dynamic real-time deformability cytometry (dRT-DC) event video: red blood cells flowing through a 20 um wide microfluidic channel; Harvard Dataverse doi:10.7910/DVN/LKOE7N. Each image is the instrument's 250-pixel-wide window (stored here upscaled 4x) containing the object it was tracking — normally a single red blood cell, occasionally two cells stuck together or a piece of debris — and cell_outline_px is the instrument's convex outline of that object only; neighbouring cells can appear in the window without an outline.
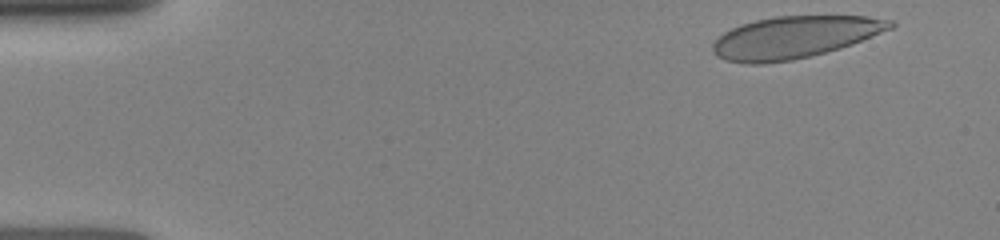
{"species": "human", "species_latin": "Homo sapiens", "temperature_condition": "room temperature", "stored_images_in_passage": 12, "camera_frame_rate_fps": 3000, "um_per_image_px": 0.085, "donor": {"sex": "female"}, "frame": {"image": 1, "passage_image": 1, "time_ms": 0.0, "image_size_px": [1000, 240], "cell_outline_px": [[896, 24], [892, 28], [852, 44], [840, 48], [812, 56], [792, 60], [764, 64], [744, 64], [724, 60], [716, 56], [712, 52], [712, 44], [724, 32], [740, 24], [756, 20], [776, 16], [868, 16], [892, 20]], "centroid_in_image_um": [67.51, 3.18], "position_along_channel_um": 17.5, "area_um2": 43.64}}
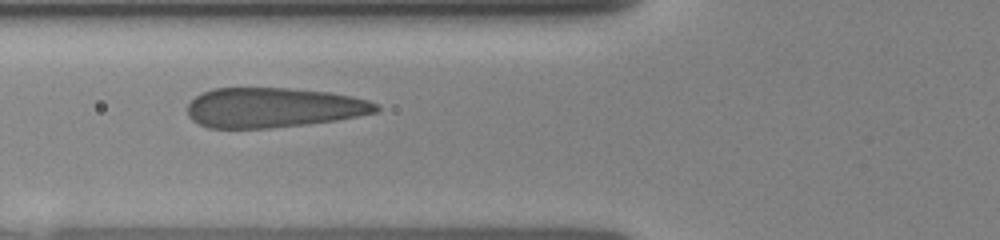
{"frame": {"image": 2, "passage_image": 7, "time_ms": 4.667, "image_size_px": [1000, 240], "cell_outline_px": [[380, 108], [376, 112], [336, 120], [304, 124], [268, 128], [208, 128], [192, 120], [188, 116], [188, 104], [196, 96], [212, 88], [288, 88], [328, 92], [352, 96], [368, 100], [376, 104]], "centroid_in_image_um": [23.2, 9.14], "position_along_channel_um": 102.6, "area_um2": 43.58}}
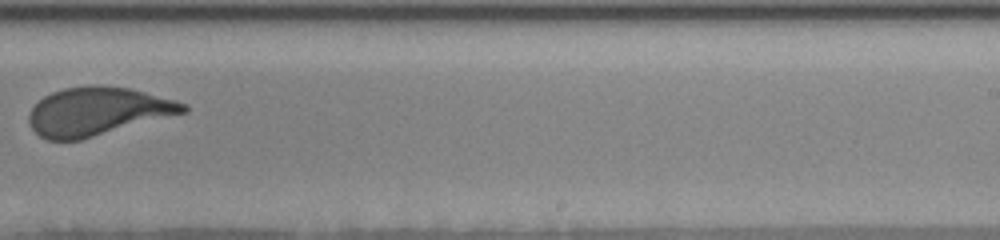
{"frame": {"image": 3, "passage_image": 12, "time_ms": 9.0, "image_size_px": [1000, 240], "cell_outline_px": [[188, 112], [80, 140], [48, 140], [40, 136], [28, 124], [28, 112], [44, 96], [52, 92], [64, 88], [92, 84], [96, 84], [128, 88], [176, 100], [188, 104]], "centroid_in_image_um": [8.3, 9.46], "position_along_channel_um": 280.7, "area_um2": 43.52}}